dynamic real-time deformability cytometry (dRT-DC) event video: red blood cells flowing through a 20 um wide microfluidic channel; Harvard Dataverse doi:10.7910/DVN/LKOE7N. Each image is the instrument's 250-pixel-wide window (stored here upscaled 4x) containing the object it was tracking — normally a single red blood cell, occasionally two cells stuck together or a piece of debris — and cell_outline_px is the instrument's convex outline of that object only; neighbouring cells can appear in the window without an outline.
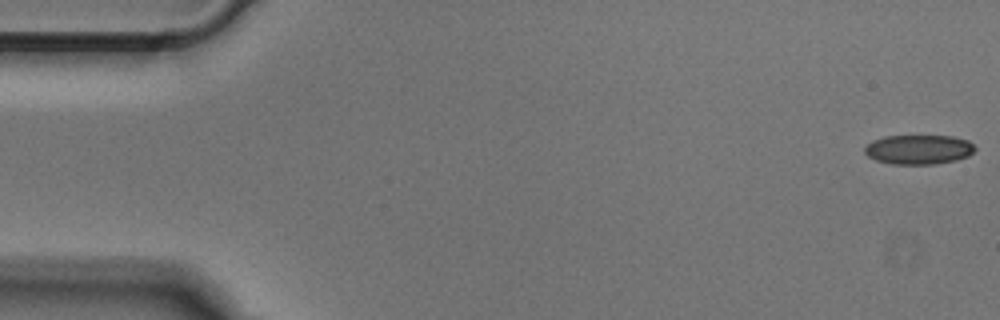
{"species": "Egyptian fruit bat (a non-hibernating species)", "species_latin": "Rousettus aegyptiacus", "temperature_condition": "cold", "stored_images_in_passage": 10, "camera_frame_rate_fps": 3000, "um_per_image_px": 0.085, "animal": {"sex": "male"}, "frame": {"image": 1, "passage_image": 1, "time_ms": 0.0, "image_size_px": [1000, 320], "cell_outline_px": [[976, 148], [968, 156], [956, 160], [936, 164], [892, 164], [876, 160], [868, 156], [864, 152], [864, 148], [872, 140], [884, 136], [952, 136], [968, 140]], "centroid_in_image_um": [78.07, 12.71], "position_along_channel_um": 6.9, "area_um2": 18.96}}